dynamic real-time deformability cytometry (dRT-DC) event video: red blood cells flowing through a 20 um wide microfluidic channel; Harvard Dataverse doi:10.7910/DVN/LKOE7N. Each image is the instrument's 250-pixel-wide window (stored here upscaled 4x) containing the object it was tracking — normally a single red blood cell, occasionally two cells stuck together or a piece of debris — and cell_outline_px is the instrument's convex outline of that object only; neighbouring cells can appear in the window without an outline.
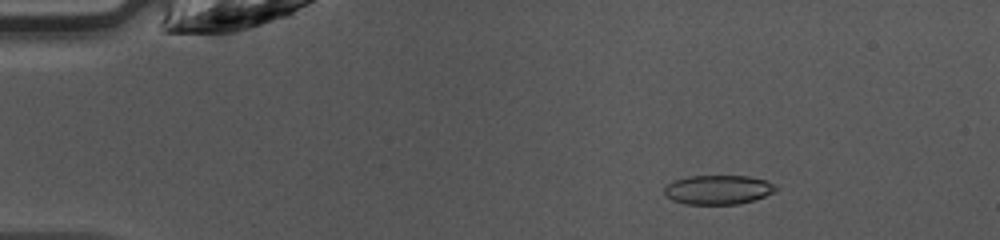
{"species": "common noctule bat (a hibernating species)", "species_latin": "Nyctalus noctula", "temperature_condition": "warm", "stored_images_in_passage": 46, "camera_frame_rate_fps": 3000, "um_per_image_px": 0.085, "animal": {"sex": "female", "body_mass_g": 10.0, "forearm_length_mm": 53.1}, "frame": {"image": 1, "passage_image": 7, "time_ms": 2.0, "image_size_px": [1000, 240], "cell_outline_px": [[780, 188], [764, 196], [752, 200], [736, 204], [684, 204], [672, 200], [664, 192], [664, 188], [668, 184], [676, 180], [688, 176], [748, 176], [764, 180]], "centroid_in_image_um": [61.02, 16.12], "position_along_channel_um": 24.0, "area_um2": 18.73}}
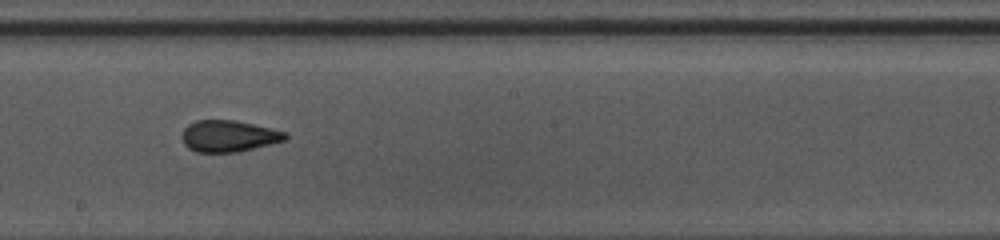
{"frame": {"image": 2, "passage_image": 26, "time_ms": 8.333, "image_size_px": [1000, 240], "cell_outline_px": [[288, 136], [284, 140], [240, 152], [196, 152], [188, 148], [184, 144], [180, 136], [184, 128], [188, 124], [196, 120], [232, 120], [252, 124], [288, 132]], "centroid_in_image_um": [19.4, 11.57], "position_along_channel_um": 228.8, "area_um2": 19.02}}
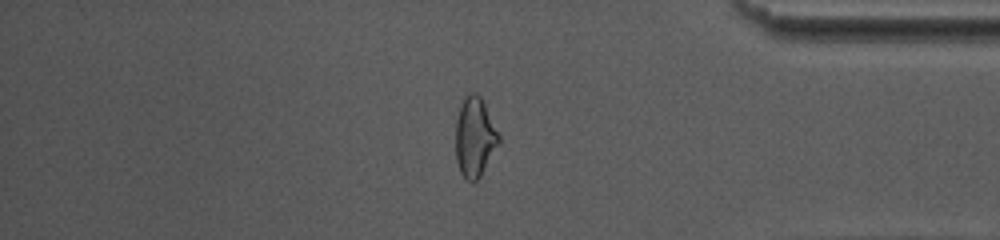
{"frame": {"image": 3, "passage_image": 39, "time_ms": 12.667, "image_size_px": [1000, 240], "cell_outline_px": [[500, 140], [480, 176], [476, 180], [468, 180], [460, 172], [456, 160], [456, 120], [460, 104], [472, 92], [480, 96], [500, 136]], "centroid_in_image_um": [40.34, 11.66], "position_along_channel_um": 394.9, "area_um2": 19.42}, "authors_computed_cell_mechanics": {"area_um2": 19.5653, "velocity_mm_per_s": 4.3099, "shape_relaxation_time_tau1_ms": 10.886, "shape_relaxation_time_tau2_ms": 1.7776, "deformation_change_tau1": 0.2224, "deformation_change_tau2": 0.0765}}